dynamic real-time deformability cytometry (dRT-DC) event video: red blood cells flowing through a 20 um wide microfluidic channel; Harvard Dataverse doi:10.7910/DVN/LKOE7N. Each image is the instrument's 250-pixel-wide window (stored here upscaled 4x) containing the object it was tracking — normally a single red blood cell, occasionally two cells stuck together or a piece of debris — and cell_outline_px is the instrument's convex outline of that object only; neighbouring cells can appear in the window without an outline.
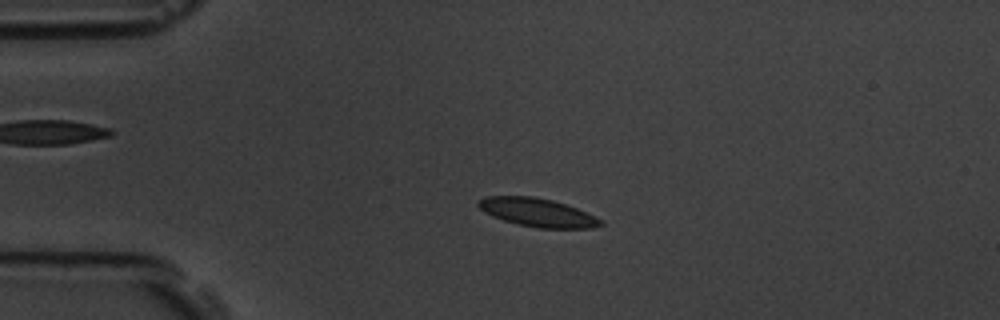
{"species": "common noctule bat (a hibernating species)", "species_latin": "Nyctalus noctula", "temperature_condition": "room temperature", "stored_images_in_passage": 14, "camera_frame_rate_fps": 3000, "um_per_image_px": 0.085, "animal": {"sex": "male", "body_mass_g": 19.5, "forearm_length_mm": 54.6}, "frame": {"image": 1, "passage_image": 3, "time_ms": 0.667, "image_size_px": [1000, 320], "cell_outline_px": [[604, 224], [592, 228], [536, 228], [504, 220], [492, 216], [484, 212], [476, 204], [476, 200], [484, 196], [532, 196], [552, 200], [576, 208], [604, 220]], "centroid_in_image_um": [45.66, 18.05], "position_along_channel_um": 39.3, "area_um2": 20.23}}
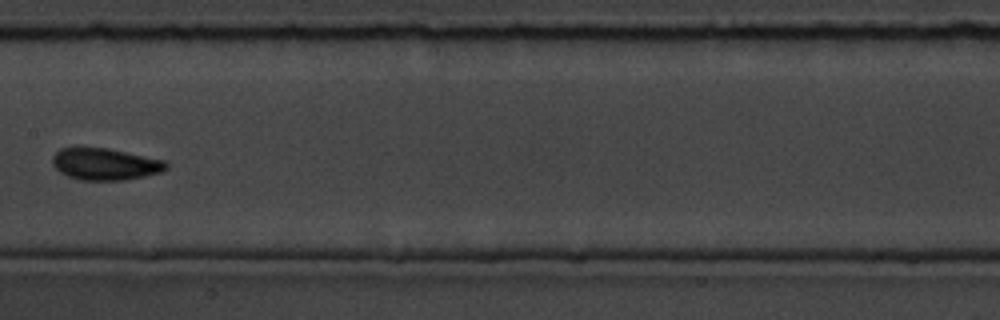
{"frame": {"image": 2, "passage_image": 7, "time_ms": 2.0, "image_size_px": [1000, 320], "cell_outline_px": [[168, 168], [160, 172], [144, 176], [124, 180], [80, 180], [68, 176], [60, 172], [52, 164], [52, 156], [60, 148], [108, 148], [164, 160], [168, 164]], "centroid_in_image_um": [8.93, 13.95], "position_along_channel_um": 198.5, "area_um2": 20.98}}
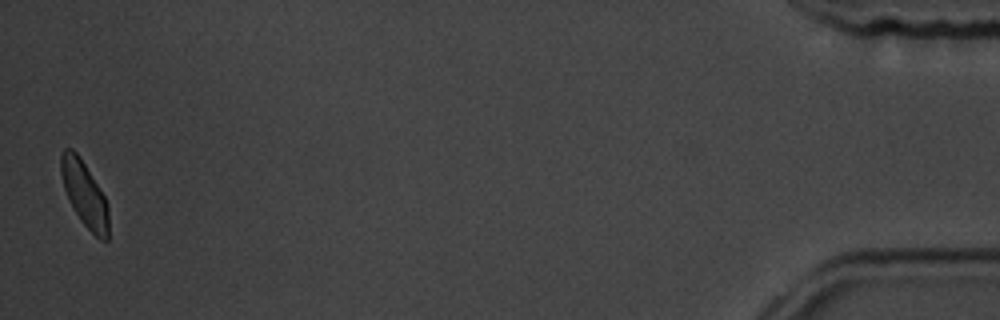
{"frame": {"image": 3, "passage_image": 14, "time_ms": 4.333, "image_size_px": [1000, 320], "cell_outline_px": [[108, 240], [100, 240], [80, 220], [64, 188], [60, 172], [60, 156], [64, 148], [72, 148], [80, 156], [104, 196], [108, 204]], "centroid_in_image_um": [7.18, 16.46], "position_along_channel_um": 428.0, "area_um2": 17.86}}